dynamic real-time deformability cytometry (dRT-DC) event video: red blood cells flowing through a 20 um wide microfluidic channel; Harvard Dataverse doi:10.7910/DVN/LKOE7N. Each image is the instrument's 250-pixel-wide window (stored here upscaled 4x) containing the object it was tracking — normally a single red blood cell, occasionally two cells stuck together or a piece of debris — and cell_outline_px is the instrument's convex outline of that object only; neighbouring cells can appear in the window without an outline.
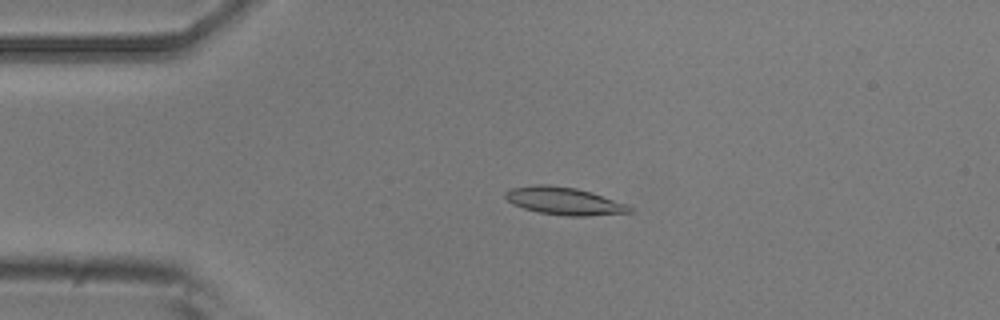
{"species": "common noctule bat (a hibernating species)", "species_latin": "Nyctalus noctula", "temperature_condition": "room temperature", "stored_images_in_passage": 51, "camera_frame_rate_fps": 3000, "um_per_image_px": 0.085, "animal": {"sex": "male", "body_mass_g": 20.5, "forearm_length_mm": 52.5}, "frame": {"image": 1, "passage_image": 11, "time_ms": 3.333, "image_size_px": [1000, 320], "cell_outline_px": [[632, 212], [588, 216], [564, 216], [540, 212], [524, 208], [512, 204], [504, 196], [504, 192], [512, 188], [536, 184], [548, 184], [576, 188], [592, 192], [624, 204], [632, 208]], "centroid_in_image_um": [47.91, 17.08], "position_along_channel_um": 37.1, "area_um2": 19.83}}
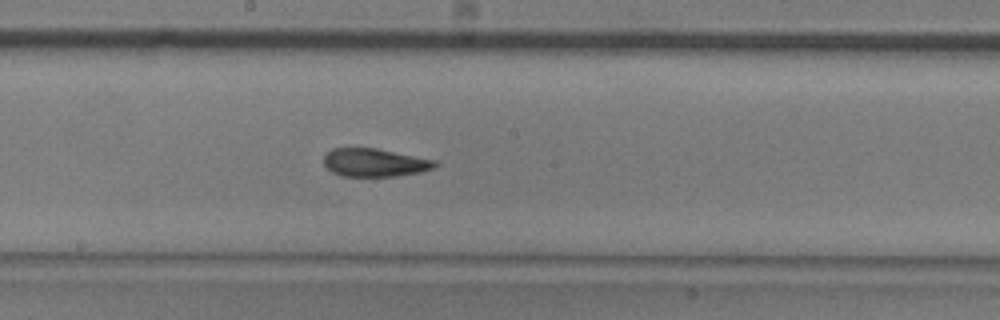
{"frame": {"image": 2, "passage_image": 27, "time_ms": 8.667, "image_size_px": [1000, 320], "cell_outline_px": [[440, 164], [436, 168], [420, 172], [396, 176], [340, 176], [332, 172], [324, 164], [324, 156], [332, 148], [376, 148], [436, 160]], "centroid_in_image_um": [31.88, 13.82], "position_along_channel_um": 216.3, "area_um2": 18.32}}
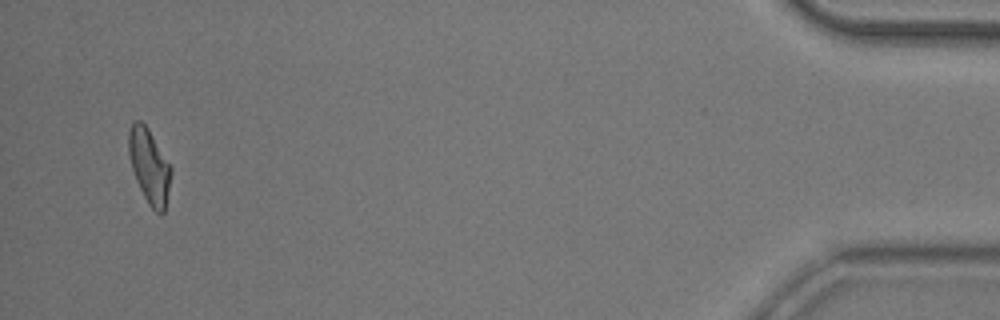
{"frame": {"image": 3, "passage_image": 49, "time_ms": 16.0, "image_size_px": [1000, 320], "cell_outline_px": [[172, 172], [164, 212], [160, 216], [148, 204], [136, 180], [132, 168], [128, 152], [128, 132], [132, 120], [140, 120], [148, 128], [172, 168]], "centroid_in_image_um": [12.68, 14.11], "position_along_channel_um": 422.5, "area_um2": 18.38}, "authors_computed_cell_mechanics": {"area_um2": 18.8428, "velocity_mm_per_s": 3.9352, "shape_relaxation_time_tau1_ms": 4.5959, "shape_relaxation_time_tau2_ms": 2.3305, "deformation_change_tau1": 0.166, "deformation_change_tau2": 0.1038}}